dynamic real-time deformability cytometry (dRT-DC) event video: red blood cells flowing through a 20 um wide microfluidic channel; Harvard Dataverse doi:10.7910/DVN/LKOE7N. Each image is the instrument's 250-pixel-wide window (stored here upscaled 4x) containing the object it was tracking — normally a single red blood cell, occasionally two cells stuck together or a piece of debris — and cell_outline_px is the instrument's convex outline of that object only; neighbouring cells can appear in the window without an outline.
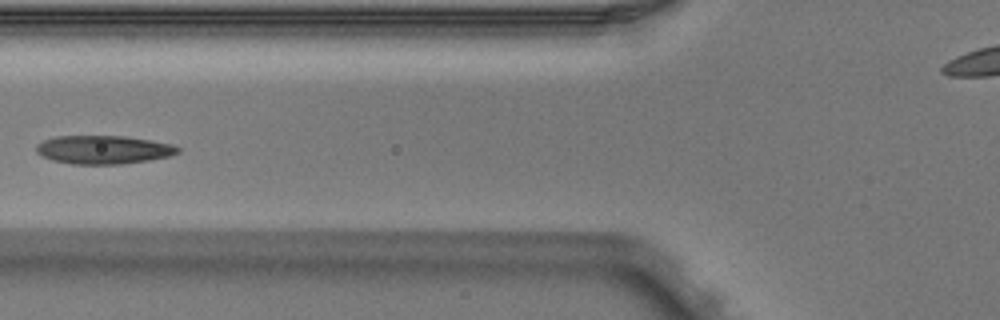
{"species": "Egyptian fruit bat (a non-hibernating species)", "species_latin": "Rousettus aegyptiacus", "temperature_condition": "warm", "stored_images_in_passage": 4, "camera_frame_rate_fps": 3000, "um_per_image_px": 0.085, "animal": {"sex": "male"}, "frame": {"image": 1, "passage_image": 4, "time_ms": 1.0, "image_size_px": [1000, 320], "cell_outline_px": [[180, 152], [168, 156], [148, 160], [120, 164], [72, 164], [52, 160], [36, 152], [36, 144], [44, 140], [56, 136], [124, 136], [172, 144], [180, 148]], "centroid_in_image_um": [8.77, 12.72], "position_along_channel_um": 117.0, "area_um2": 23.29}}